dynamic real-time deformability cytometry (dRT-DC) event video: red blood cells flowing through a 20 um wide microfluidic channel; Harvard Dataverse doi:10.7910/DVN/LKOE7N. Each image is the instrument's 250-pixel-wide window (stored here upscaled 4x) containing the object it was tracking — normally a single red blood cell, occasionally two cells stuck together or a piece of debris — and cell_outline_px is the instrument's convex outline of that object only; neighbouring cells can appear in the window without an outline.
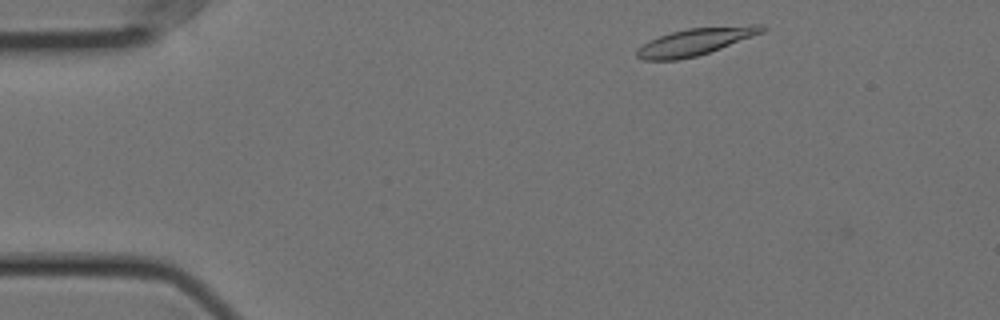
{"species": "Egyptian fruit bat (a non-hibernating species)", "species_latin": "Rousettus aegyptiacus", "temperature_condition": "cold", "stored_images_in_passage": 13, "camera_frame_rate_fps": 3000, "um_per_image_px": 0.085, "animal": {"sex": "female"}, "frame": {"image": 1, "passage_image": 2, "time_ms": 0.333, "image_size_px": [1000, 320], "cell_outline_px": [[768, 28], [764, 32], [720, 48], [696, 56], [676, 60], [644, 60], [636, 56], [636, 52], [648, 40], [672, 32], [688, 28], [748, 24], [760, 24]], "centroid_in_image_um": [59.15, 3.52], "position_along_channel_um": 25.8, "area_um2": 19.65}}
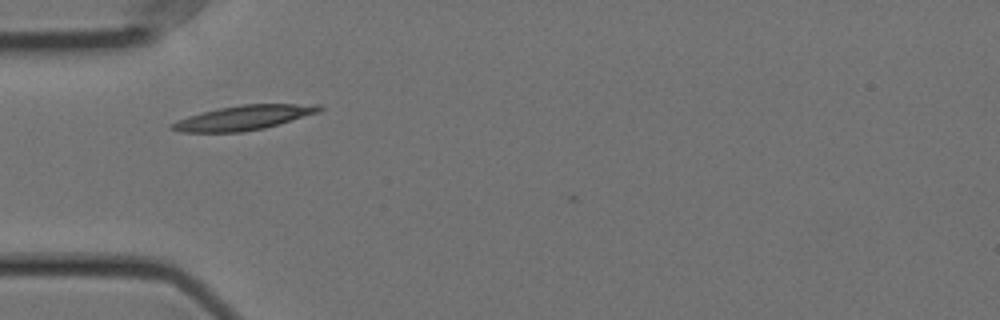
{"frame": {"image": 2, "passage_image": 11, "time_ms": 3.333, "image_size_px": [1000, 320], "cell_outline_px": [[324, 108], [320, 112], [264, 128], [244, 132], [180, 132], [168, 128], [176, 120], [188, 116], [220, 108], [240, 104], [320, 104]], "centroid_in_image_um": [20.73, 10.0], "position_along_channel_um": 64.3, "area_um2": 21.04}}